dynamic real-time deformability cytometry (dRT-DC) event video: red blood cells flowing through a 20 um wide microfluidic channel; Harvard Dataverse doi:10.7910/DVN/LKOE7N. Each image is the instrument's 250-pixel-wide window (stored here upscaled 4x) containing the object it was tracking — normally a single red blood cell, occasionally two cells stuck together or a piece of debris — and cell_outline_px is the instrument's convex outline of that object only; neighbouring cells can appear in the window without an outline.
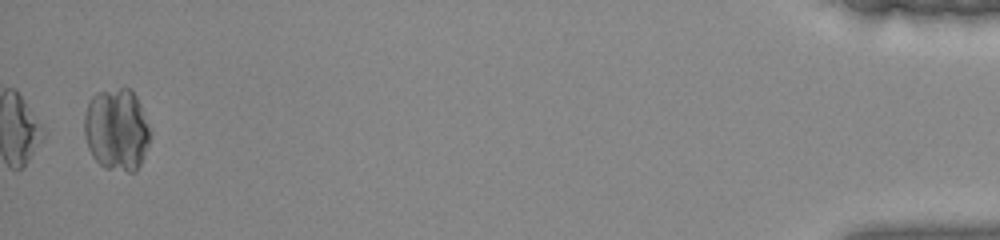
{"species": "common noctule bat (a hibernating species)", "species_latin": "Nyctalus noctula", "temperature_condition": "warm", "stored_images_in_passage": 40, "camera_frame_rate_fps": 3000, "um_per_image_px": 0.085, "animal": {"sex": "female", "body_mass_g": 22.0, "forearm_length_mm": 56.7}, "frame": {"image": 1, "passage_image": 39, "time_ms": 12.667, "image_size_px": [1000, 240], "cell_outline_px": [[148, 144], [144, 156], [136, 172], [128, 172], [104, 168], [92, 156], [88, 148], [84, 136], [84, 116], [88, 100], [96, 92], [120, 88], [132, 88], [140, 104], [148, 124]], "centroid_in_image_um": [9.88, 11.01], "position_along_channel_um": 425.3, "area_um2": 31.73}}